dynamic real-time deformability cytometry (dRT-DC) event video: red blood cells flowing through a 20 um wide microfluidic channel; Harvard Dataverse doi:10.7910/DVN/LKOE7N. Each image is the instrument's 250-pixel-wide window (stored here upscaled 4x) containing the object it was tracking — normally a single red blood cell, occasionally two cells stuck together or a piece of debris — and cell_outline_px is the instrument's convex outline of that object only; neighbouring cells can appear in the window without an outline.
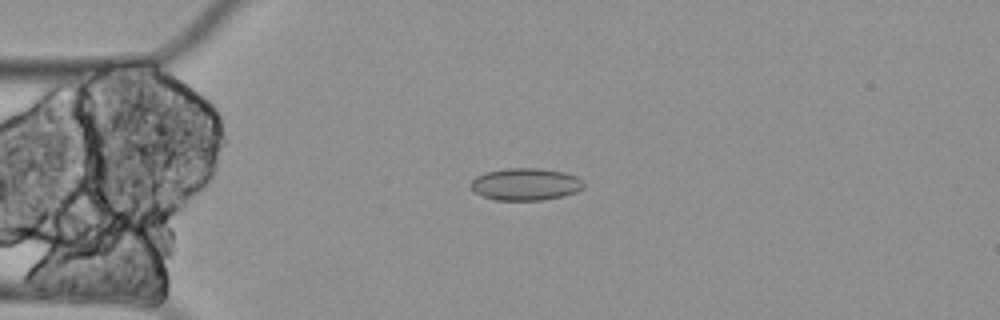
{"species": "Egyptian fruit bat (a non-hibernating species)", "species_latin": "Rousettus aegyptiacus", "temperature_condition": "cold", "stored_images_in_passage": 6, "camera_frame_rate_fps": 3000, "um_per_image_px": 0.085, "animal": {"sex": "female"}, "frame": {"image": 1, "passage_image": 4, "time_ms": 1.0, "image_size_px": [1000, 320], "cell_outline_px": [[584, 184], [576, 192], [564, 196], [544, 200], [496, 200], [472, 192], [472, 180], [476, 176], [484, 172], [504, 168], [540, 168], [564, 172], [576, 176], [584, 180]], "centroid_in_image_um": [44.67, 15.65], "position_along_channel_um": 40.3, "area_um2": 21.33}}
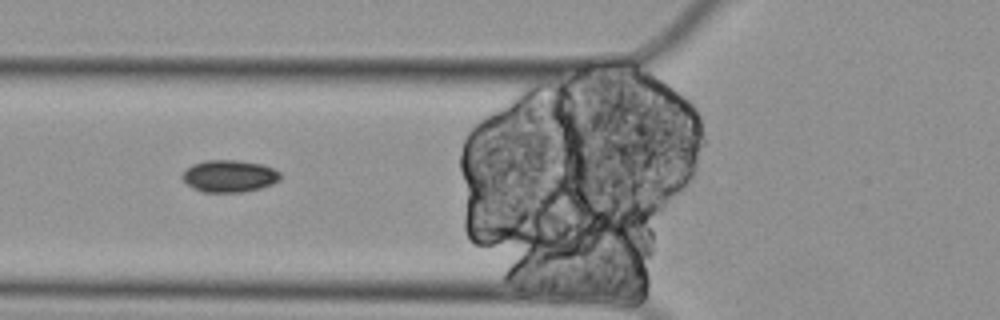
{"frame": {"image": 2, "passage_image": 6, "time_ms": 1.667, "image_size_px": [1000, 320], "cell_outline_px": [[280, 180], [272, 184], [260, 188], [240, 192], [200, 192], [192, 188], [180, 176], [192, 164], [204, 160], [236, 160], [260, 164], [272, 168], [280, 172]], "centroid_in_image_um": [19.47, 14.97], "position_along_channel_um": 106.3, "area_um2": 18.26}}